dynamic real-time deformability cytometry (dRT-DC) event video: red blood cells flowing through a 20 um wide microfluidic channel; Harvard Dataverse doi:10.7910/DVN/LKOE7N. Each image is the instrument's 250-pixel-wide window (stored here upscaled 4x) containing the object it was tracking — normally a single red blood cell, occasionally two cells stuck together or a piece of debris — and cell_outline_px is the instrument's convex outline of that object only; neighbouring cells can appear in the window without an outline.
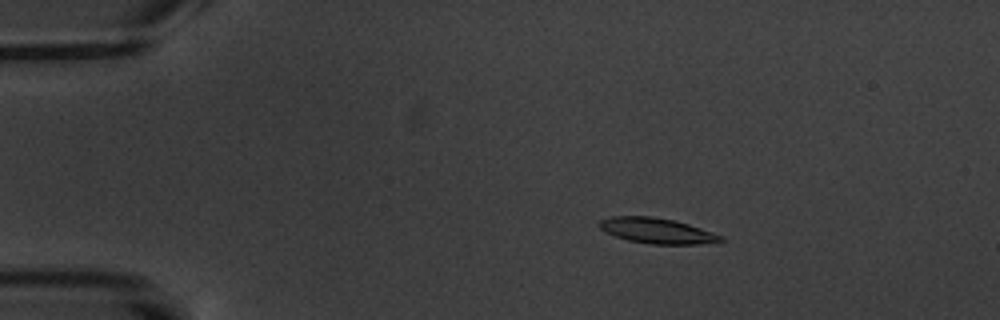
{"species": "common noctule bat (a hibernating species)", "species_latin": "Nyctalus noctula", "temperature_condition": "warm", "stored_images_in_passage": 5, "camera_frame_rate_fps": 3000, "um_per_image_px": 0.085, "animal": {"sex": "male", "body_mass_g": 20.1, "forearm_length_mm": 53.5}, "frame": {"image": 1, "passage_image": 3, "time_ms": 2.333, "image_size_px": [1000, 320], "cell_outline_px": [[724, 240], [720, 244], [652, 244], [628, 240], [616, 236], [600, 228], [596, 224], [600, 220], [612, 216], [652, 216], [672, 220], [688, 224], [724, 236]], "centroid_in_image_um": [55.9, 19.62], "position_along_channel_um": 29.1, "area_um2": 18.09}}